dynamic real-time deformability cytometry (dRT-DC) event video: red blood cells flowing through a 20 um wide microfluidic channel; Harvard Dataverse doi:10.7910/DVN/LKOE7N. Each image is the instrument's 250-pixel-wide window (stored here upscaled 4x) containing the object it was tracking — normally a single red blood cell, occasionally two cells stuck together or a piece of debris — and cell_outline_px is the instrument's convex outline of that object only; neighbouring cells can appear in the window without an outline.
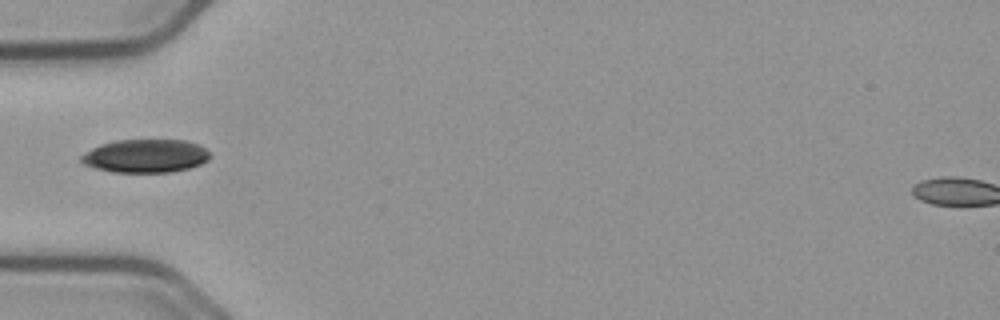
{"species": "common noctule bat (a hibernating species)", "species_latin": "Nyctalus noctula", "temperature_condition": "cold", "stored_images_in_passage": 23, "camera_frame_rate_fps": 3000, "um_per_image_px": 0.085, "animal": {"sex": "male", "body_mass_g": 23.1, "forearm_length_mm": 52.7}, "frame": {"image": 1, "passage_image": 1, "time_ms": 0.0, "image_size_px": [1000, 320], "cell_outline_px": [[212, 156], [208, 160], [200, 164], [188, 168], [172, 172], [112, 172], [96, 168], [84, 164], [80, 160], [80, 156], [92, 148], [100, 144], [116, 140], [184, 140], [196, 144], [204, 148]], "centroid_in_image_um": [12.36, 13.26], "position_along_channel_um": 72.6, "area_um2": 24.91}}
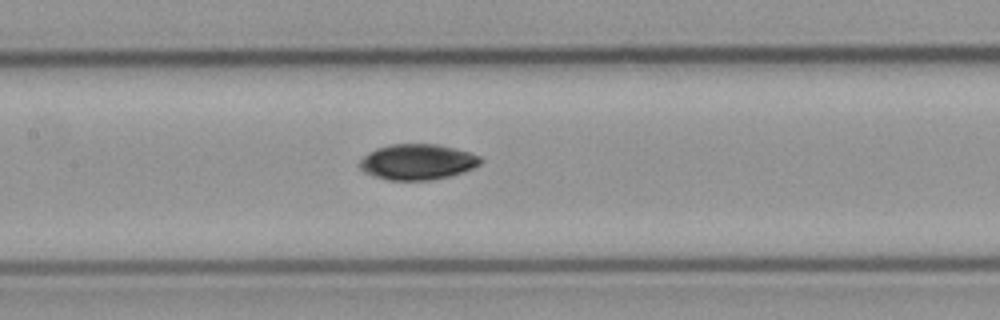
{"frame": {"image": 2, "passage_image": 9, "time_ms": 2.667, "image_size_px": [1000, 320], "cell_outline_px": [[484, 160], [480, 164], [464, 172], [432, 180], [388, 180], [364, 172], [356, 164], [368, 152], [376, 148], [388, 144], [436, 144], [468, 152], [480, 156]], "centroid_in_image_um": [35.45, 13.76], "position_along_channel_um": 171.9, "area_um2": 25.14}}
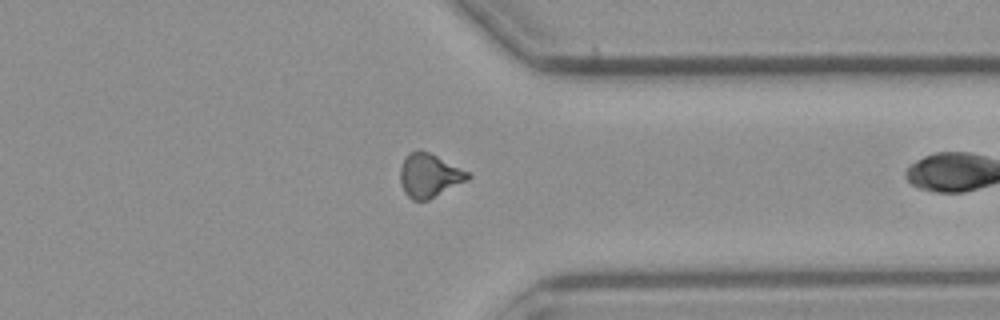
{"frame": {"image": 3, "passage_image": 22, "time_ms": 7.0, "image_size_px": [1000, 320], "cell_outline_px": [[472, 176], [468, 180], [428, 200], [412, 200], [404, 192], [400, 184], [400, 168], [408, 152], [428, 152], [468, 172]], "centroid_in_image_um": [36.47, 14.95], "position_along_channel_um": 374.9, "area_um2": 16.88}}